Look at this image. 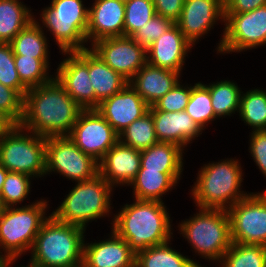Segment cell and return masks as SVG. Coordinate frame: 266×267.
Returning <instances> with one entry per match:
<instances>
[{
	"label": "cell",
	"mask_w": 266,
	"mask_h": 267,
	"mask_svg": "<svg viewBox=\"0 0 266 267\" xmlns=\"http://www.w3.org/2000/svg\"><path fill=\"white\" fill-rule=\"evenodd\" d=\"M157 15L176 23L182 13L185 0H152Z\"/></svg>",
	"instance_id": "obj_43"
},
{
	"label": "cell",
	"mask_w": 266,
	"mask_h": 267,
	"mask_svg": "<svg viewBox=\"0 0 266 267\" xmlns=\"http://www.w3.org/2000/svg\"><path fill=\"white\" fill-rule=\"evenodd\" d=\"M0 83L15 89L23 98L28 91L19 79L9 43H0Z\"/></svg>",
	"instance_id": "obj_38"
},
{
	"label": "cell",
	"mask_w": 266,
	"mask_h": 267,
	"mask_svg": "<svg viewBox=\"0 0 266 267\" xmlns=\"http://www.w3.org/2000/svg\"><path fill=\"white\" fill-rule=\"evenodd\" d=\"M124 15L125 0H95L88 13L87 42L124 36Z\"/></svg>",
	"instance_id": "obj_19"
},
{
	"label": "cell",
	"mask_w": 266,
	"mask_h": 267,
	"mask_svg": "<svg viewBox=\"0 0 266 267\" xmlns=\"http://www.w3.org/2000/svg\"><path fill=\"white\" fill-rule=\"evenodd\" d=\"M219 263L220 267H266V247L232 242Z\"/></svg>",
	"instance_id": "obj_31"
},
{
	"label": "cell",
	"mask_w": 266,
	"mask_h": 267,
	"mask_svg": "<svg viewBox=\"0 0 266 267\" xmlns=\"http://www.w3.org/2000/svg\"><path fill=\"white\" fill-rule=\"evenodd\" d=\"M266 5V0H224V13H244Z\"/></svg>",
	"instance_id": "obj_44"
},
{
	"label": "cell",
	"mask_w": 266,
	"mask_h": 267,
	"mask_svg": "<svg viewBox=\"0 0 266 267\" xmlns=\"http://www.w3.org/2000/svg\"><path fill=\"white\" fill-rule=\"evenodd\" d=\"M49 172L82 182L99 174V167L68 136H53L46 138V175Z\"/></svg>",
	"instance_id": "obj_11"
},
{
	"label": "cell",
	"mask_w": 266,
	"mask_h": 267,
	"mask_svg": "<svg viewBox=\"0 0 266 267\" xmlns=\"http://www.w3.org/2000/svg\"><path fill=\"white\" fill-rule=\"evenodd\" d=\"M64 59L53 76L71 98L83 109H95V93L89 78V47L64 52Z\"/></svg>",
	"instance_id": "obj_14"
},
{
	"label": "cell",
	"mask_w": 266,
	"mask_h": 267,
	"mask_svg": "<svg viewBox=\"0 0 266 267\" xmlns=\"http://www.w3.org/2000/svg\"><path fill=\"white\" fill-rule=\"evenodd\" d=\"M185 111L203 130L208 126L209 122L218 119L211 105L210 91L201 82L191 86V94Z\"/></svg>",
	"instance_id": "obj_35"
},
{
	"label": "cell",
	"mask_w": 266,
	"mask_h": 267,
	"mask_svg": "<svg viewBox=\"0 0 266 267\" xmlns=\"http://www.w3.org/2000/svg\"><path fill=\"white\" fill-rule=\"evenodd\" d=\"M156 15L152 0H125L124 36H132Z\"/></svg>",
	"instance_id": "obj_37"
},
{
	"label": "cell",
	"mask_w": 266,
	"mask_h": 267,
	"mask_svg": "<svg viewBox=\"0 0 266 267\" xmlns=\"http://www.w3.org/2000/svg\"><path fill=\"white\" fill-rule=\"evenodd\" d=\"M173 21L159 15L153 16L151 20L141 26L131 37L140 46L148 48L162 34H164L172 25Z\"/></svg>",
	"instance_id": "obj_40"
},
{
	"label": "cell",
	"mask_w": 266,
	"mask_h": 267,
	"mask_svg": "<svg viewBox=\"0 0 266 267\" xmlns=\"http://www.w3.org/2000/svg\"><path fill=\"white\" fill-rule=\"evenodd\" d=\"M96 110L119 135L133 121L145 115L149 105L128 83L112 97L102 100Z\"/></svg>",
	"instance_id": "obj_17"
},
{
	"label": "cell",
	"mask_w": 266,
	"mask_h": 267,
	"mask_svg": "<svg viewBox=\"0 0 266 267\" xmlns=\"http://www.w3.org/2000/svg\"><path fill=\"white\" fill-rule=\"evenodd\" d=\"M198 210L199 213L194 217L178 225L180 234L201 258L220 262L232 243L228 211L209 208Z\"/></svg>",
	"instance_id": "obj_5"
},
{
	"label": "cell",
	"mask_w": 266,
	"mask_h": 267,
	"mask_svg": "<svg viewBox=\"0 0 266 267\" xmlns=\"http://www.w3.org/2000/svg\"><path fill=\"white\" fill-rule=\"evenodd\" d=\"M181 74L146 63L128 82L141 98L152 106L180 80Z\"/></svg>",
	"instance_id": "obj_23"
},
{
	"label": "cell",
	"mask_w": 266,
	"mask_h": 267,
	"mask_svg": "<svg viewBox=\"0 0 266 267\" xmlns=\"http://www.w3.org/2000/svg\"><path fill=\"white\" fill-rule=\"evenodd\" d=\"M29 262H30V263H28L29 265L26 266V267H44V266L37 265V264H35V263L31 262V261H29ZM21 267H25V266H21Z\"/></svg>",
	"instance_id": "obj_48"
},
{
	"label": "cell",
	"mask_w": 266,
	"mask_h": 267,
	"mask_svg": "<svg viewBox=\"0 0 266 267\" xmlns=\"http://www.w3.org/2000/svg\"><path fill=\"white\" fill-rule=\"evenodd\" d=\"M179 81L168 93L157 100L149 110H162L165 112L184 111L191 94V86L180 84Z\"/></svg>",
	"instance_id": "obj_39"
},
{
	"label": "cell",
	"mask_w": 266,
	"mask_h": 267,
	"mask_svg": "<svg viewBox=\"0 0 266 267\" xmlns=\"http://www.w3.org/2000/svg\"><path fill=\"white\" fill-rule=\"evenodd\" d=\"M249 141V152L256 166L266 177V130L252 131Z\"/></svg>",
	"instance_id": "obj_42"
},
{
	"label": "cell",
	"mask_w": 266,
	"mask_h": 267,
	"mask_svg": "<svg viewBox=\"0 0 266 267\" xmlns=\"http://www.w3.org/2000/svg\"><path fill=\"white\" fill-rule=\"evenodd\" d=\"M20 0H0V43H10L34 18Z\"/></svg>",
	"instance_id": "obj_27"
},
{
	"label": "cell",
	"mask_w": 266,
	"mask_h": 267,
	"mask_svg": "<svg viewBox=\"0 0 266 267\" xmlns=\"http://www.w3.org/2000/svg\"><path fill=\"white\" fill-rule=\"evenodd\" d=\"M0 164L32 178L46 175V138L13 125L0 136Z\"/></svg>",
	"instance_id": "obj_9"
},
{
	"label": "cell",
	"mask_w": 266,
	"mask_h": 267,
	"mask_svg": "<svg viewBox=\"0 0 266 267\" xmlns=\"http://www.w3.org/2000/svg\"><path fill=\"white\" fill-rule=\"evenodd\" d=\"M125 204L113 218L112 230L137 254L152 246L171 242V219L160 201L134 200Z\"/></svg>",
	"instance_id": "obj_2"
},
{
	"label": "cell",
	"mask_w": 266,
	"mask_h": 267,
	"mask_svg": "<svg viewBox=\"0 0 266 267\" xmlns=\"http://www.w3.org/2000/svg\"><path fill=\"white\" fill-rule=\"evenodd\" d=\"M135 260L131 247L113 230L104 241L84 242L82 267H135Z\"/></svg>",
	"instance_id": "obj_22"
},
{
	"label": "cell",
	"mask_w": 266,
	"mask_h": 267,
	"mask_svg": "<svg viewBox=\"0 0 266 267\" xmlns=\"http://www.w3.org/2000/svg\"><path fill=\"white\" fill-rule=\"evenodd\" d=\"M193 46L174 23L147 48V63L181 73L185 57Z\"/></svg>",
	"instance_id": "obj_18"
},
{
	"label": "cell",
	"mask_w": 266,
	"mask_h": 267,
	"mask_svg": "<svg viewBox=\"0 0 266 267\" xmlns=\"http://www.w3.org/2000/svg\"><path fill=\"white\" fill-rule=\"evenodd\" d=\"M24 98L15 90L0 83V112L14 125L23 118Z\"/></svg>",
	"instance_id": "obj_41"
},
{
	"label": "cell",
	"mask_w": 266,
	"mask_h": 267,
	"mask_svg": "<svg viewBox=\"0 0 266 267\" xmlns=\"http://www.w3.org/2000/svg\"><path fill=\"white\" fill-rule=\"evenodd\" d=\"M239 116L253 131L266 130V91L256 88L242 92Z\"/></svg>",
	"instance_id": "obj_32"
},
{
	"label": "cell",
	"mask_w": 266,
	"mask_h": 267,
	"mask_svg": "<svg viewBox=\"0 0 266 267\" xmlns=\"http://www.w3.org/2000/svg\"><path fill=\"white\" fill-rule=\"evenodd\" d=\"M119 141L138 151H143L158 143L151 113L148 111L126 127L119 134Z\"/></svg>",
	"instance_id": "obj_33"
},
{
	"label": "cell",
	"mask_w": 266,
	"mask_h": 267,
	"mask_svg": "<svg viewBox=\"0 0 266 267\" xmlns=\"http://www.w3.org/2000/svg\"><path fill=\"white\" fill-rule=\"evenodd\" d=\"M49 58L25 57L14 55L16 70L21 83L27 88H35L49 83L54 77L49 76Z\"/></svg>",
	"instance_id": "obj_34"
},
{
	"label": "cell",
	"mask_w": 266,
	"mask_h": 267,
	"mask_svg": "<svg viewBox=\"0 0 266 267\" xmlns=\"http://www.w3.org/2000/svg\"><path fill=\"white\" fill-rule=\"evenodd\" d=\"M8 172L9 171L3 165L0 164V194Z\"/></svg>",
	"instance_id": "obj_46"
},
{
	"label": "cell",
	"mask_w": 266,
	"mask_h": 267,
	"mask_svg": "<svg viewBox=\"0 0 266 267\" xmlns=\"http://www.w3.org/2000/svg\"><path fill=\"white\" fill-rule=\"evenodd\" d=\"M89 78L95 93V109L99 103L121 91L128 81L114 71L89 48Z\"/></svg>",
	"instance_id": "obj_24"
},
{
	"label": "cell",
	"mask_w": 266,
	"mask_h": 267,
	"mask_svg": "<svg viewBox=\"0 0 266 267\" xmlns=\"http://www.w3.org/2000/svg\"><path fill=\"white\" fill-rule=\"evenodd\" d=\"M113 187L100 175L76 185L51 215L59 222L86 229L88 222L109 215Z\"/></svg>",
	"instance_id": "obj_7"
},
{
	"label": "cell",
	"mask_w": 266,
	"mask_h": 267,
	"mask_svg": "<svg viewBox=\"0 0 266 267\" xmlns=\"http://www.w3.org/2000/svg\"><path fill=\"white\" fill-rule=\"evenodd\" d=\"M2 209H3V206H2L1 201H0V213L2 212Z\"/></svg>",
	"instance_id": "obj_49"
},
{
	"label": "cell",
	"mask_w": 266,
	"mask_h": 267,
	"mask_svg": "<svg viewBox=\"0 0 266 267\" xmlns=\"http://www.w3.org/2000/svg\"><path fill=\"white\" fill-rule=\"evenodd\" d=\"M224 19V0H185L176 24L183 35L195 45L218 20L224 22Z\"/></svg>",
	"instance_id": "obj_16"
},
{
	"label": "cell",
	"mask_w": 266,
	"mask_h": 267,
	"mask_svg": "<svg viewBox=\"0 0 266 267\" xmlns=\"http://www.w3.org/2000/svg\"><path fill=\"white\" fill-rule=\"evenodd\" d=\"M17 259H5L4 257L0 256V267H10L13 262H15Z\"/></svg>",
	"instance_id": "obj_47"
},
{
	"label": "cell",
	"mask_w": 266,
	"mask_h": 267,
	"mask_svg": "<svg viewBox=\"0 0 266 267\" xmlns=\"http://www.w3.org/2000/svg\"><path fill=\"white\" fill-rule=\"evenodd\" d=\"M14 124L0 112V136L8 131Z\"/></svg>",
	"instance_id": "obj_45"
},
{
	"label": "cell",
	"mask_w": 266,
	"mask_h": 267,
	"mask_svg": "<svg viewBox=\"0 0 266 267\" xmlns=\"http://www.w3.org/2000/svg\"><path fill=\"white\" fill-rule=\"evenodd\" d=\"M68 137L98 163L119 141V135L96 109L83 110Z\"/></svg>",
	"instance_id": "obj_13"
},
{
	"label": "cell",
	"mask_w": 266,
	"mask_h": 267,
	"mask_svg": "<svg viewBox=\"0 0 266 267\" xmlns=\"http://www.w3.org/2000/svg\"><path fill=\"white\" fill-rule=\"evenodd\" d=\"M141 153L140 169L161 173L183 172V149L172 143L158 142Z\"/></svg>",
	"instance_id": "obj_26"
},
{
	"label": "cell",
	"mask_w": 266,
	"mask_h": 267,
	"mask_svg": "<svg viewBox=\"0 0 266 267\" xmlns=\"http://www.w3.org/2000/svg\"><path fill=\"white\" fill-rule=\"evenodd\" d=\"M91 49L128 82L147 63V49L130 36L103 38Z\"/></svg>",
	"instance_id": "obj_15"
},
{
	"label": "cell",
	"mask_w": 266,
	"mask_h": 267,
	"mask_svg": "<svg viewBox=\"0 0 266 267\" xmlns=\"http://www.w3.org/2000/svg\"><path fill=\"white\" fill-rule=\"evenodd\" d=\"M181 174L140 169L129 185L133 186L135 199L162 202L161 197L175 188Z\"/></svg>",
	"instance_id": "obj_25"
},
{
	"label": "cell",
	"mask_w": 266,
	"mask_h": 267,
	"mask_svg": "<svg viewBox=\"0 0 266 267\" xmlns=\"http://www.w3.org/2000/svg\"><path fill=\"white\" fill-rule=\"evenodd\" d=\"M227 211L232 242L266 247V190L250 193Z\"/></svg>",
	"instance_id": "obj_12"
},
{
	"label": "cell",
	"mask_w": 266,
	"mask_h": 267,
	"mask_svg": "<svg viewBox=\"0 0 266 267\" xmlns=\"http://www.w3.org/2000/svg\"><path fill=\"white\" fill-rule=\"evenodd\" d=\"M32 177L25 173L8 172L3 183L0 201L3 208L16 207L30 193Z\"/></svg>",
	"instance_id": "obj_36"
},
{
	"label": "cell",
	"mask_w": 266,
	"mask_h": 267,
	"mask_svg": "<svg viewBox=\"0 0 266 267\" xmlns=\"http://www.w3.org/2000/svg\"><path fill=\"white\" fill-rule=\"evenodd\" d=\"M46 37L41 24L34 19L9 44L12 47L14 55L49 58V43Z\"/></svg>",
	"instance_id": "obj_28"
},
{
	"label": "cell",
	"mask_w": 266,
	"mask_h": 267,
	"mask_svg": "<svg viewBox=\"0 0 266 267\" xmlns=\"http://www.w3.org/2000/svg\"><path fill=\"white\" fill-rule=\"evenodd\" d=\"M205 86L211 95V105L217 118L239 113L242 91L238 85L229 80H222Z\"/></svg>",
	"instance_id": "obj_30"
},
{
	"label": "cell",
	"mask_w": 266,
	"mask_h": 267,
	"mask_svg": "<svg viewBox=\"0 0 266 267\" xmlns=\"http://www.w3.org/2000/svg\"><path fill=\"white\" fill-rule=\"evenodd\" d=\"M82 0H52L40 17L42 28L52 33L57 46L64 52L86 49L89 7ZM44 26V27H43Z\"/></svg>",
	"instance_id": "obj_8"
},
{
	"label": "cell",
	"mask_w": 266,
	"mask_h": 267,
	"mask_svg": "<svg viewBox=\"0 0 266 267\" xmlns=\"http://www.w3.org/2000/svg\"><path fill=\"white\" fill-rule=\"evenodd\" d=\"M140 162V151L118 141L98 163L99 174L112 187L129 186L140 170Z\"/></svg>",
	"instance_id": "obj_20"
},
{
	"label": "cell",
	"mask_w": 266,
	"mask_h": 267,
	"mask_svg": "<svg viewBox=\"0 0 266 267\" xmlns=\"http://www.w3.org/2000/svg\"><path fill=\"white\" fill-rule=\"evenodd\" d=\"M82 111L53 78L49 83L28 89L19 125L45 138L68 136Z\"/></svg>",
	"instance_id": "obj_1"
},
{
	"label": "cell",
	"mask_w": 266,
	"mask_h": 267,
	"mask_svg": "<svg viewBox=\"0 0 266 267\" xmlns=\"http://www.w3.org/2000/svg\"><path fill=\"white\" fill-rule=\"evenodd\" d=\"M154 122L155 134L159 142L172 143L183 150L195 137L202 134L203 129L188 113L165 112L162 110H148Z\"/></svg>",
	"instance_id": "obj_21"
},
{
	"label": "cell",
	"mask_w": 266,
	"mask_h": 267,
	"mask_svg": "<svg viewBox=\"0 0 266 267\" xmlns=\"http://www.w3.org/2000/svg\"><path fill=\"white\" fill-rule=\"evenodd\" d=\"M242 167L237 159H225L205 164L198 172L191 190L199 208L228 210L250 193L241 191Z\"/></svg>",
	"instance_id": "obj_4"
},
{
	"label": "cell",
	"mask_w": 266,
	"mask_h": 267,
	"mask_svg": "<svg viewBox=\"0 0 266 267\" xmlns=\"http://www.w3.org/2000/svg\"><path fill=\"white\" fill-rule=\"evenodd\" d=\"M168 244L169 242L138 252L135 267H203Z\"/></svg>",
	"instance_id": "obj_29"
},
{
	"label": "cell",
	"mask_w": 266,
	"mask_h": 267,
	"mask_svg": "<svg viewBox=\"0 0 266 267\" xmlns=\"http://www.w3.org/2000/svg\"><path fill=\"white\" fill-rule=\"evenodd\" d=\"M217 53L242 52L266 44V5L244 13H224Z\"/></svg>",
	"instance_id": "obj_10"
},
{
	"label": "cell",
	"mask_w": 266,
	"mask_h": 267,
	"mask_svg": "<svg viewBox=\"0 0 266 267\" xmlns=\"http://www.w3.org/2000/svg\"><path fill=\"white\" fill-rule=\"evenodd\" d=\"M49 215L36 235L30 261L44 267H82L86 229Z\"/></svg>",
	"instance_id": "obj_3"
},
{
	"label": "cell",
	"mask_w": 266,
	"mask_h": 267,
	"mask_svg": "<svg viewBox=\"0 0 266 267\" xmlns=\"http://www.w3.org/2000/svg\"><path fill=\"white\" fill-rule=\"evenodd\" d=\"M47 200H36L22 207L3 208L0 213V256L5 259H18L31 251L36 235L46 216ZM4 251V254H2Z\"/></svg>",
	"instance_id": "obj_6"
}]
</instances>
